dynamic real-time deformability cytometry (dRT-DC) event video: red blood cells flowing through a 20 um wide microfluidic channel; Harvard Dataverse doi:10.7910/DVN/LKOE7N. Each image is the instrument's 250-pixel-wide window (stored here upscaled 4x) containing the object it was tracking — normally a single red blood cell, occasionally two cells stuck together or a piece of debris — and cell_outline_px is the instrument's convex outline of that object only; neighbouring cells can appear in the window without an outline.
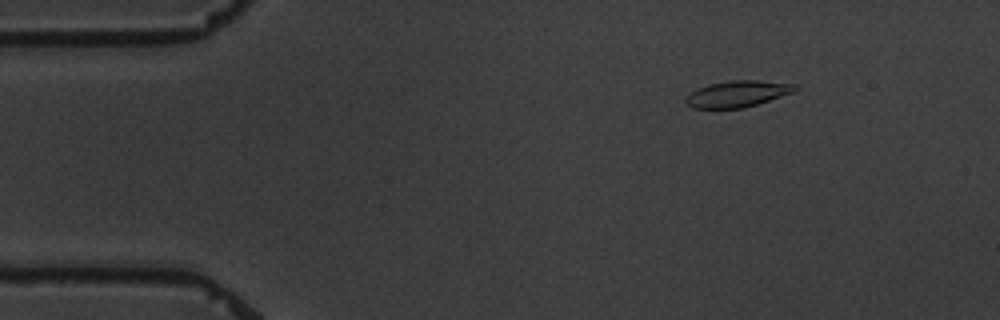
{"species": "common noctule bat (a hibernating species)", "species_latin": "Nyctalus noctula", "temperature_condition": "warm", "stored_images_in_passage": 5, "camera_frame_rate_fps": 3000, "um_per_image_px": 0.085, "animal": {"sex": "male", "body_mass_g": 19.5, "forearm_length_mm": 54.6}, "frame": {"image": 1, "passage_image": 3, "time_ms": 2.333, "image_size_px": [1000, 320], "cell_outline_px": [[800, 88], [792, 92], [744, 108], [692, 108], [684, 100], [692, 92], [708, 84], [728, 80], [756, 80], [796, 84]], "centroid_in_image_um": [62.7, 7.97], "position_along_channel_um": 22.3, "area_um2": 16.53}}